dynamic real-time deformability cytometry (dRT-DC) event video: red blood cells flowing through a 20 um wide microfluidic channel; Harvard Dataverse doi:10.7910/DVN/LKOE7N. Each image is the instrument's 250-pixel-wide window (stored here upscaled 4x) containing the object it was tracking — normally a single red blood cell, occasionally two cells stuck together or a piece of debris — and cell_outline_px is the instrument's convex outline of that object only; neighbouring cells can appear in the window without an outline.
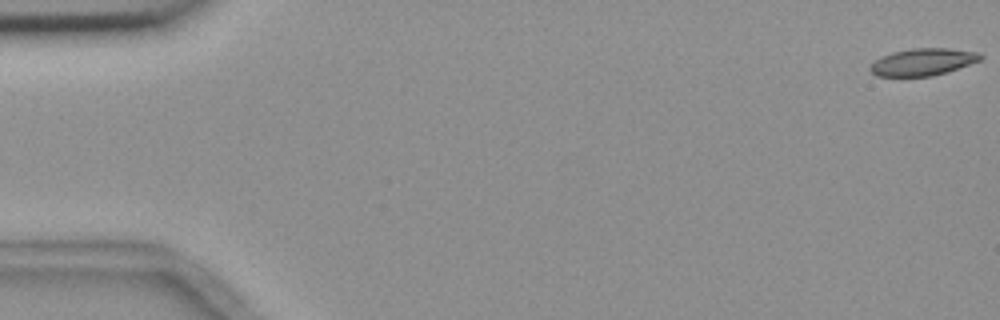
{"species": "common noctule bat (a hibernating species)", "species_latin": "Nyctalus noctula", "temperature_condition": "room temperature", "stored_images_in_passage": 54, "camera_frame_rate_fps": 3000, "um_per_image_px": 0.085, "animal": {"sex": "female", "body_mass_g": 18.4}, "frame": {"image": 1, "passage_image": 1, "time_ms": 0.0, "image_size_px": [1000, 320], "cell_outline_px": [[984, 56], [980, 60], [932, 76], [876, 76], [868, 68], [880, 56], [892, 52], [912, 48], [948, 48], [980, 52]], "centroid_in_image_um": [78.42, 5.25], "position_along_channel_um": 6.6, "area_um2": 17.28}}
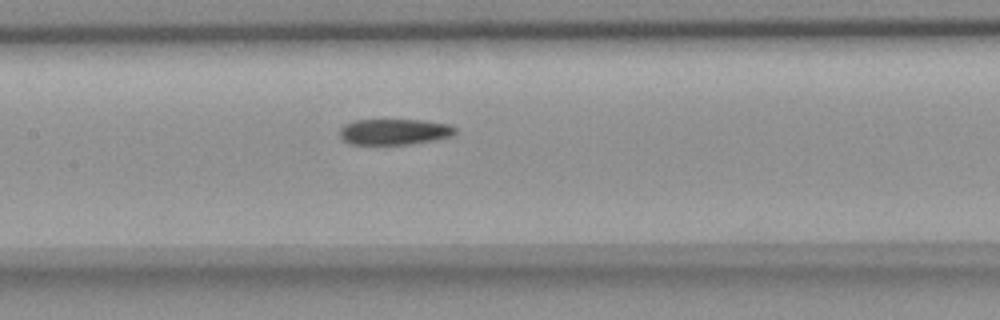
{"frame": {"image": 2, "passage_image": 27, "time_ms": 8.667, "image_size_px": [1000, 320], "cell_outline_px": [[456, 132], [452, 136], [412, 144], [348, 144], [340, 136], [340, 128], [344, 124], [352, 120], [424, 120], [452, 124], [456, 128]], "centroid_in_image_um": [33.53, 11.19], "position_along_channel_um": 173.9, "area_um2": 17.57}}
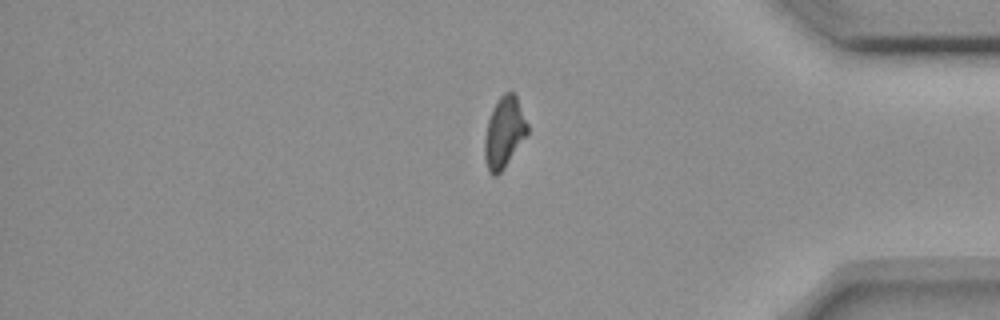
{"frame": {"image": 3, "passage_image": 47, "time_ms": 15.333, "image_size_px": [1000, 320], "cell_outline_px": [[528, 132], [504, 168], [496, 176], [492, 176], [488, 172], [484, 156], [484, 136], [488, 120], [492, 108], [500, 96], [504, 92], [512, 92], [516, 96], [528, 124]], "centroid_in_image_um": [42.82, 11.26], "position_along_channel_um": 392.4, "area_um2": 17.63}}